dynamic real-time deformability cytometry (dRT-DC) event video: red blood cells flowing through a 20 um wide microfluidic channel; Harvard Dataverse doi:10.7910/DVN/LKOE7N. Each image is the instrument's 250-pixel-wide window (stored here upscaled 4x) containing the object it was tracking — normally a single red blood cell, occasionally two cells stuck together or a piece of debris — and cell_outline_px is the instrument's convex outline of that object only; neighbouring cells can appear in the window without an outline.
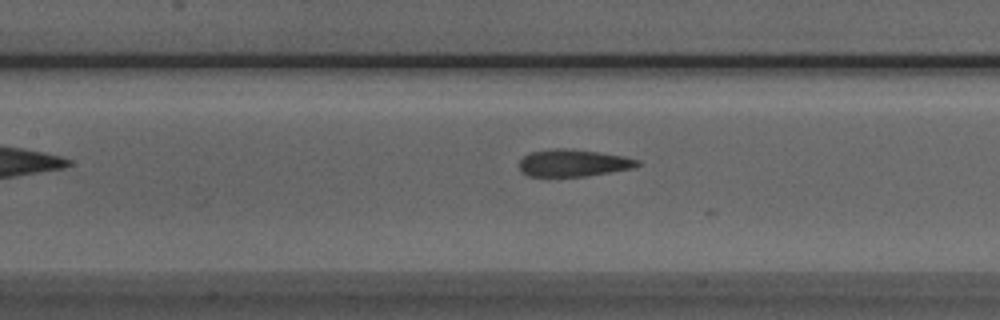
{"species": "Egyptian fruit bat (a non-hibernating species)", "species_latin": "Rousettus aegyptiacus", "temperature_condition": "room temperature", "stored_images_in_passage": 24, "camera_frame_rate_fps": 3000, "um_per_image_px": 0.085, "animal": {"sex": "male"}, "frame": {"image": 1, "passage_image": 10, "time_ms": 3.0, "image_size_px": [1000, 320], "cell_outline_px": [[640, 164], [636, 168], [584, 176], [528, 176], [520, 168], [520, 160], [524, 156], [532, 152], [556, 148], [564, 148], [596, 152], [624, 156], [640, 160]], "centroid_in_image_um": [48.77, 13.85], "position_along_channel_um": 158.6, "area_um2": 18.44}}
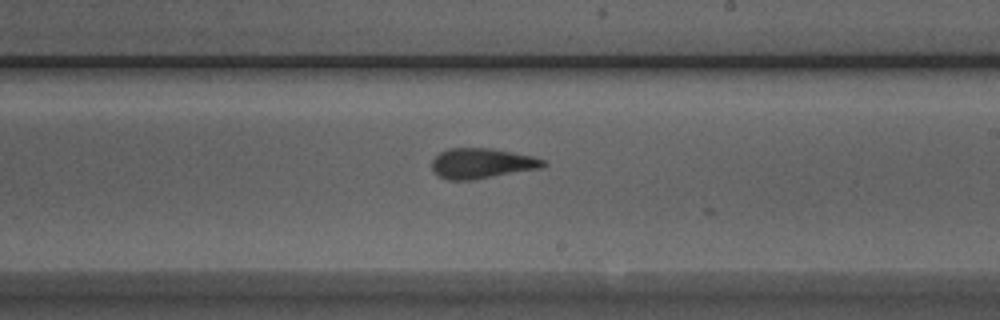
{"frame": {"image": 2, "passage_image": 17, "time_ms": 5.333, "image_size_px": [1000, 320], "cell_outline_px": [[548, 164], [540, 168], [476, 180], [448, 180], [432, 172], [432, 160], [440, 152], [448, 148], [492, 148], [532, 156], [544, 160]], "centroid_in_image_um": [40.94, 13.89], "position_along_channel_um": 248.1, "area_um2": 19.77}}
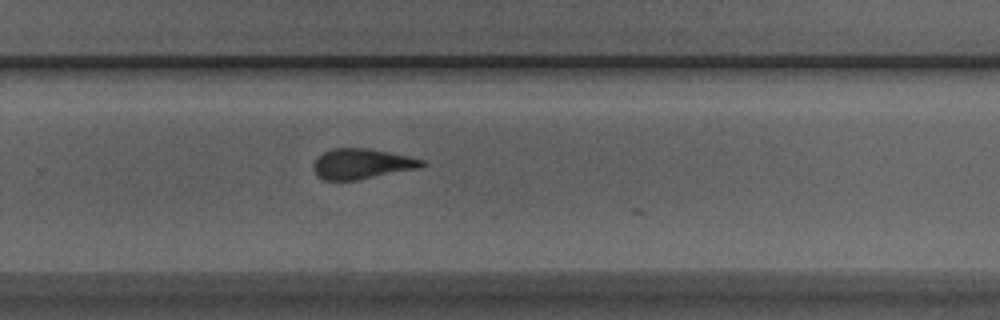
{"frame": {"image": 3, "passage_image": 21, "time_ms": 6.667, "image_size_px": [1000, 320], "cell_outline_px": [[428, 164], [420, 168], [356, 180], [324, 180], [312, 168], [316, 160], [324, 152], [332, 148], [368, 148], [408, 156], [424, 160]], "centroid_in_image_um": [30.8, 13.92], "position_along_channel_um": 299.0, "area_um2": 18.96}}